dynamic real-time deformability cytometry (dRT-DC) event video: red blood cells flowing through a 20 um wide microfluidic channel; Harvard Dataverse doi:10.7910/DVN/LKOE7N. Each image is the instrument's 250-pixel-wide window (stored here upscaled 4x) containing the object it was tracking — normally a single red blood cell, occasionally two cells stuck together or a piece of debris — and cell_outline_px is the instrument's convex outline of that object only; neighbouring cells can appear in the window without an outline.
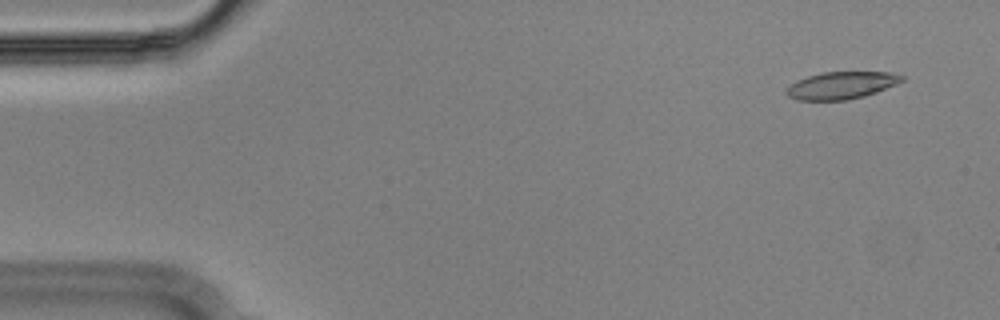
{"species": "Egyptian fruit bat (a non-hibernating species)", "species_latin": "Rousettus aegyptiacus", "temperature_condition": "cold", "stored_images_in_passage": 52, "camera_frame_rate_fps": 3000, "um_per_image_px": 0.085, "animal": {"sex": "male"}, "frame": {"image": 1, "passage_image": 1, "time_ms": 0.0, "image_size_px": [1000, 320], "cell_outline_px": [[904, 80], [896, 84], [876, 92], [864, 96], [848, 100], [796, 100], [788, 96], [784, 92], [796, 80], [808, 76], [824, 72], [888, 72], [904, 76]], "centroid_in_image_um": [71.5, 7.26], "position_along_channel_um": 13.5, "area_um2": 18.26}}
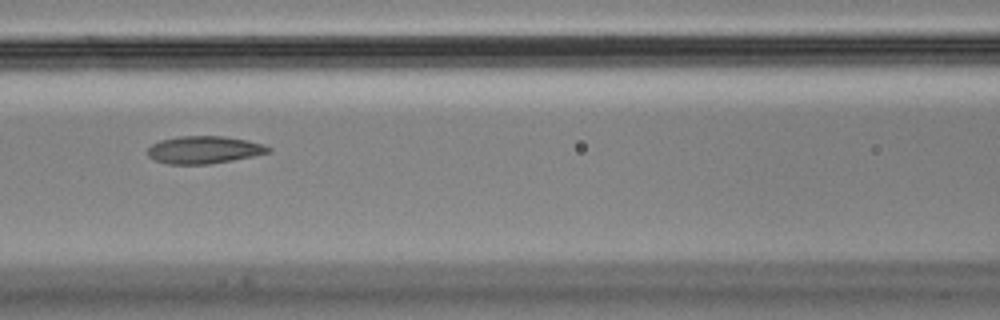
{"frame": {"image": 2, "passage_image": 21, "time_ms": 6.667, "image_size_px": [1000, 320], "cell_outline_px": [[272, 148], [268, 152], [252, 156], [232, 160], [208, 164], [168, 164], [152, 160], [148, 156], [148, 148], [152, 144], [160, 140], [176, 136], [224, 136], [248, 140]], "centroid_in_image_um": [17.28, 12.73], "position_along_channel_um": 149.3, "area_um2": 19.31}}
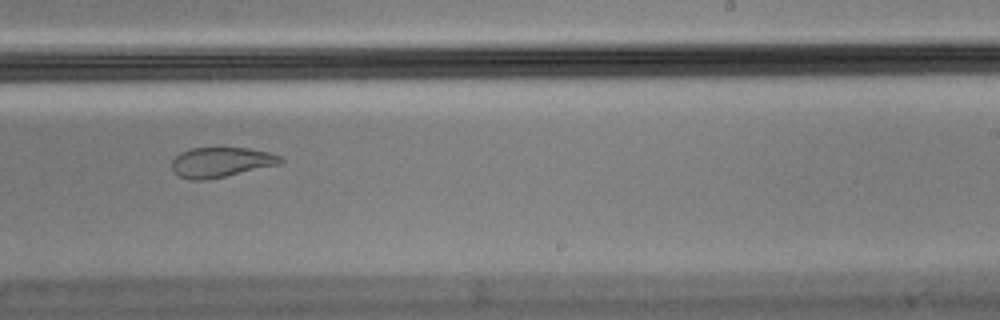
{"frame": {"image": 3, "passage_image": 31, "time_ms": 10.0, "image_size_px": [1000, 320], "cell_outline_px": [[284, 160], [280, 164], [224, 176], [204, 180], [192, 180], [180, 176], [172, 168], [172, 160], [180, 152], [188, 148], [220, 144], [248, 148], [268, 152], [280, 156]], "centroid_in_image_um": [18.77, 13.72], "position_along_channel_um": 270.2, "area_um2": 19.59}, "authors_computed_cell_mechanics": {"area_um2": 19.8832, "velocity_mm_per_s": 3.6359, "shape_relaxation_time_tau1_ms": null, "shape_relaxation_time_tau2_ms": 1.6406, "deformation_change_tau1": null, "deformation_change_tau2": 0.0698}}